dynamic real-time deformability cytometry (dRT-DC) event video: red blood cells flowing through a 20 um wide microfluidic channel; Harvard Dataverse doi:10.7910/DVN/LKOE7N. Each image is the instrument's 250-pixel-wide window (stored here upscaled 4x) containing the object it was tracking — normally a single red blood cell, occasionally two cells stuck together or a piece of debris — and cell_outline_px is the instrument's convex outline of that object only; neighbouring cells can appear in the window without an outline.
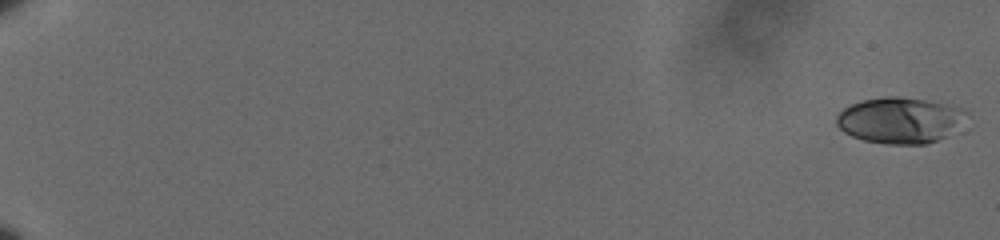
{"species": "human", "species_latin": "Homo sapiens", "temperature_condition": "cold", "stored_images_in_passage": 19, "camera_frame_rate_fps": 3000, "um_per_image_px": 0.085, "donor": {"sex": "male"}, "frame": {"image": 1, "passage_image": 1, "time_ms": 0.0, "image_size_px": [1000, 240], "cell_outline_px": [[968, 112], [944, 136], [936, 140], [924, 144], [888, 144], [864, 140], [852, 136], [844, 132], [836, 124], [836, 116], [844, 108], [852, 104], [864, 100], [888, 96], [896, 96], [924, 100], [944, 104], [960, 108]], "centroid_in_image_um": [76.39, 10.22], "position_along_channel_um": 8.6, "area_um2": 33.81}}
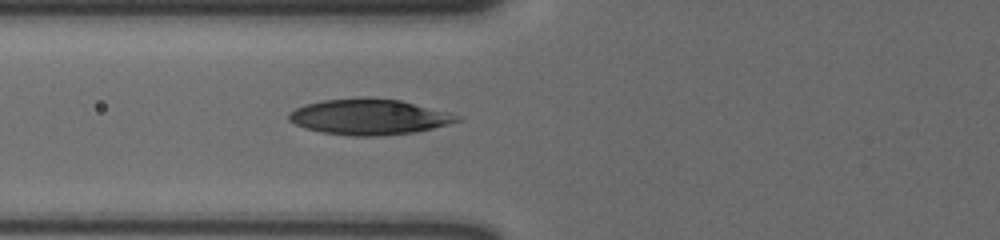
{"frame": {"image": 2, "passage_image": 19, "time_ms": 6.0, "image_size_px": [1000, 240], "cell_outline_px": [[464, 120], [416, 132], [384, 136], [352, 136], [320, 132], [304, 128], [288, 120], [288, 112], [304, 104], [324, 100], [400, 100], [460, 116]], "centroid_in_image_um": [31.35, 9.98], "position_along_channel_um": 94.5, "area_um2": 34.1}}